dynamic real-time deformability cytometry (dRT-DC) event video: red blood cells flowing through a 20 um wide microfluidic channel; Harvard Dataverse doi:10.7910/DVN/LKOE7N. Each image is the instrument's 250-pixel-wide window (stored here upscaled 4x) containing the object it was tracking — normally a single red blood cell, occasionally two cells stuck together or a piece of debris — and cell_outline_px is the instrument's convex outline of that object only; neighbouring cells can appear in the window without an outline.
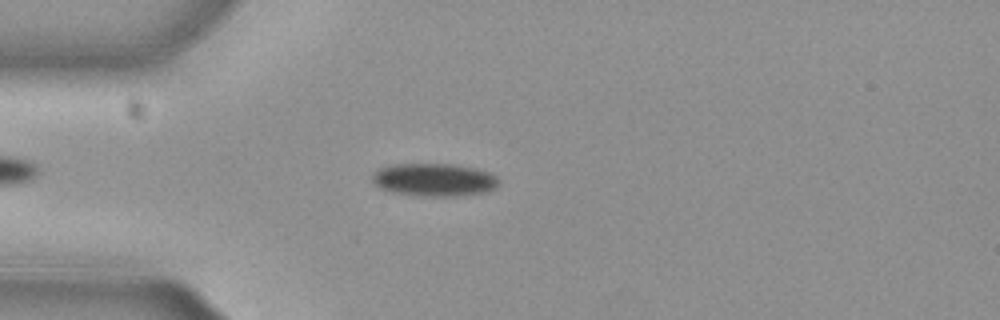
{"species": "common noctule bat (a hibernating species)", "species_latin": "Nyctalus noctula", "temperature_condition": "cold", "stored_images_in_passage": 47, "camera_frame_rate_fps": 3000, "um_per_image_px": 0.085, "animal": {"sex": "female", "body_mass_g": 29.2, "forearm_length_mm": 56.3}, "frame": {"image": 1, "passage_image": 8, "time_ms": 2.333, "image_size_px": [1000, 320], "cell_outline_px": [[500, 184], [496, 188], [488, 192], [456, 196], [424, 196], [392, 192], [380, 188], [372, 180], [372, 172], [380, 168], [392, 164], [452, 164], [476, 168], [488, 172], [496, 176]], "centroid_in_image_um": [36.92, 15.28], "position_along_channel_um": 48.1, "area_um2": 24.39}}
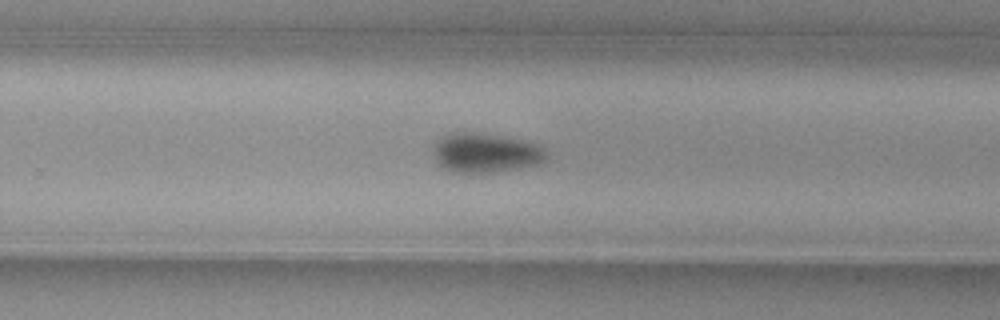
{"frame": {"image": 2, "passage_image": 28, "time_ms": 9.0, "image_size_px": [1000, 320], "cell_outline_px": [[548, 160], [540, 164], [520, 168], [496, 172], [448, 172], [436, 160], [432, 152], [432, 148], [436, 140], [448, 132], [480, 132], [524, 140], [540, 144], [544, 148], [548, 156]], "centroid_in_image_um": [41.29, 12.98], "position_along_channel_um": 288.5, "area_um2": 26.65}}
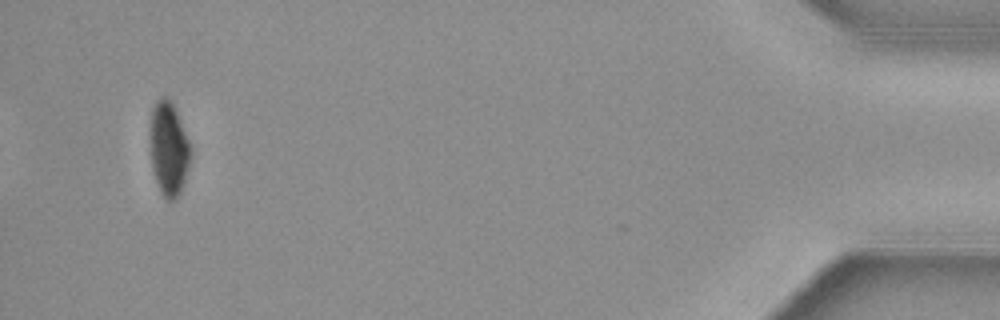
{"frame": {"image": 3, "passage_image": 45, "time_ms": 14.667, "image_size_px": [1000, 320], "cell_outline_px": [[192, 156], [184, 184], [180, 192], [172, 200], [168, 200], [160, 192], [152, 168], [152, 108], [164, 96], [172, 104], [176, 112], [192, 148]], "centroid_in_image_um": [14.39, 12.72], "position_along_channel_um": 420.8, "area_um2": 21.33}, "authors_computed_cell_mechanics": {"area_um2": 24.9118, "velocity_mm_per_s": 3.8248, "shape_relaxation_time_tau1_ms": 3.7925, "shape_relaxation_time_tau2_ms": null, "deformation_change_tau1": 0.0976, "deformation_change_tau2": null}}